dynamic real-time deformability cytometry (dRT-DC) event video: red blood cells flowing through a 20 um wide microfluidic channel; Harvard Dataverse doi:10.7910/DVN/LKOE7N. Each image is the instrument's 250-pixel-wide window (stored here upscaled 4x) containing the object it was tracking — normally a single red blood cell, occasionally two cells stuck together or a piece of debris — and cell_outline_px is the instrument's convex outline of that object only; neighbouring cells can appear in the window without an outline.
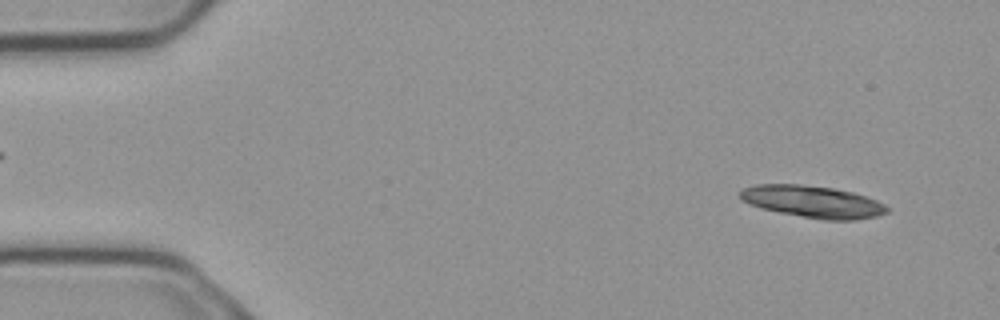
{"species": "common noctule bat (a hibernating species)", "species_latin": "Nyctalus noctula", "temperature_condition": "cold", "stored_images_in_passage": 4, "camera_frame_rate_fps": 3000, "um_per_image_px": 0.085, "animal": {"sex": "male", "body_mass_g": 23.1, "forearm_length_mm": 52.7}, "frame": {"image": 1, "passage_image": 1, "time_ms": 0.0, "image_size_px": [1000, 320], "cell_outline_px": [[888, 212], [876, 216], [856, 220], [824, 220], [780, 212], [760, 208], [748, 204], [740, 200], [740, 192], [744, 188], [756, 184], [800, 184], [832, 188], [852, 192], [876, 200], [884, 204], [888, 208]], "centroid_in_image_um": [69.06, 17.14], "position_along_channel_um": 15.9, "area_um2": 27.28}}